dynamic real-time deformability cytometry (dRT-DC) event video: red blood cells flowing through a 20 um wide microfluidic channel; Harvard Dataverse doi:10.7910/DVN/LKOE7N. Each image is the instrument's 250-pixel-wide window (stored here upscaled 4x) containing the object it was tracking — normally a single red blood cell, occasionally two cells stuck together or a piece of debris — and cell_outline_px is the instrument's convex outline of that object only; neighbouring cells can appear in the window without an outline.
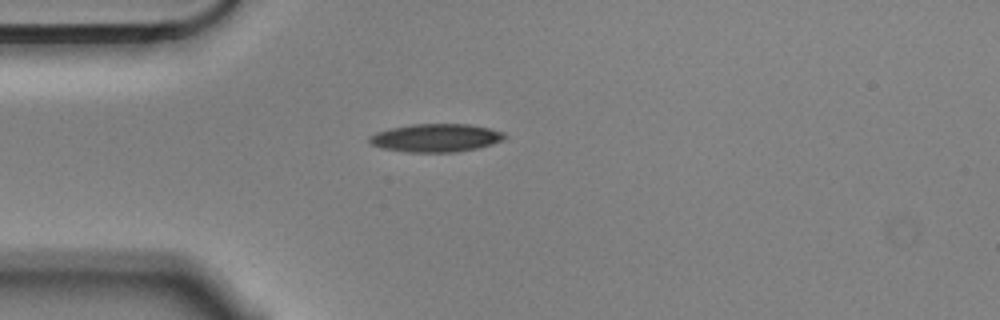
{"species": "Egyptian fruit bat (a non-hibernating species)", "species_latin": "Rousettus aegyptiacus", "temperature_condition": "cold", "stored_images_in_passage": 1, "camera_frame_rate_fps": 3000, "um_per_image_px": 0.085, "animal": {"sex": "male"}, "frame": {"image": 1, "passage_image": 1, "time_ms": 0.0, "image_size_px": [1000, 320], "cell_outline_px": [[508, 136], [504, 140], [492, 144], [476, 148], [456, 152], [404, 152], [384, 148], [368, 144], [368, 136], [376, 132], [392, 128], [412, 124], [468, 124], [488, 128], [504, 132]], "centroid_in_image_um": [37.04, 11.72], "position_along_channel_um": 48.0, "area_um2": 22.25}}